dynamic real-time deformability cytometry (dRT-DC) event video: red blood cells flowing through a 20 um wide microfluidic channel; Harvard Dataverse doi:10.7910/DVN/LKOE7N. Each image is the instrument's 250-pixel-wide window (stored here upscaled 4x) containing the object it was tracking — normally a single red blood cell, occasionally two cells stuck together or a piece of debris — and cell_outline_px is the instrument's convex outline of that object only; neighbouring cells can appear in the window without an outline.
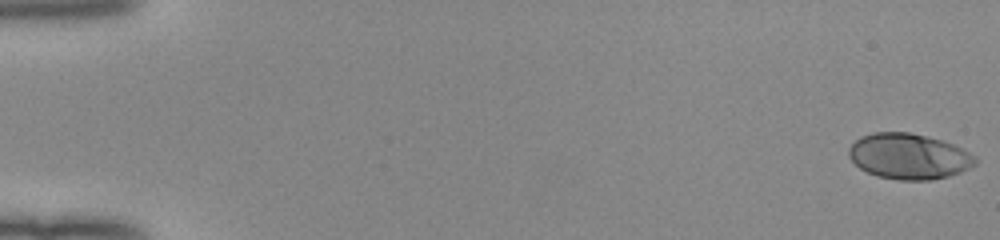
{"species": "human", "species_latin": "Homo sapiens", "temperature_condition": "room temperature", "stored_images_in_passage": 52, "camera_frame_rate_fps": 3000, "um_per_image_px": 0.085, "donor": {"sex": "female"}, "frame": {"image": 1, "passage_image": 1, "time_ms": 0.0, "image_size_px": [1000, 240], "cell_outline_px": [[976, 164], [960, 172], [948, 176], [932, 180], [900, 180], [876, 176], [860, 168], [848, 156], [848, 148], [860, 136], [872, 132], [908, 132], [940, 140], [952, 144], [976, 156]], "centroid_in_image_um": [77.22, 13.29], "position_along_channel_um": 7.8, "area_um2": 33.47}}
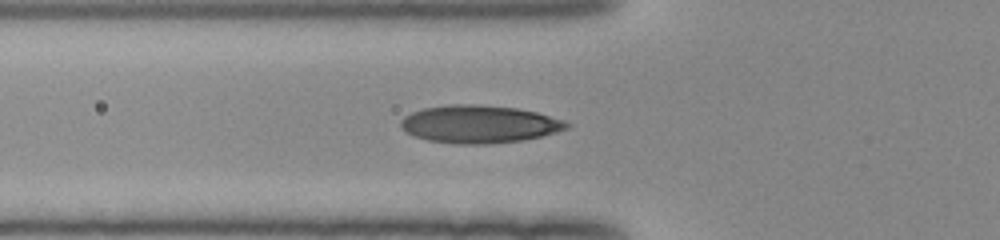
{"frame": {"image": 2, "passage_image": 20, "time_ms": 6.333, "image_size_px": [1000, 240], "cell_outline_px": [[572, 124], [568, 128], [556, 132], [524, 140], [488, 144], [456, 144], [428, 140], [416, 136], [400, 128], [400, 120], [404, 116], [412, 112], [424, 108], [452, 104], [476, 104], [516, 108], [536, 112], [564, 120]], "centroid_in_image_um": [40.74, 10.55], "position_along_channel_um": 85.1, "area_um2": 36.47}}
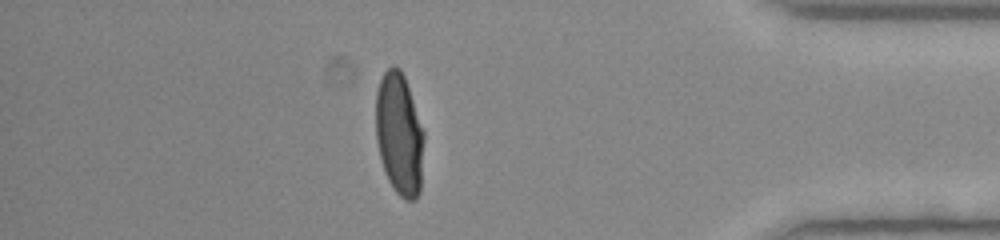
{"frame": {"image": 3, "passage_image": 46, "time_ms": 15.0, "image_size_px": [1000, 240], "cell_outline_px": [[424, 140], [420, 192], [416, 200], [404, 200], [396, 192], [388, 180], [384, 172], [376, 140], [376, 92], [380, 80], [384, 72], [392, 64], [400, 68], [404, 76], [424, 132]], "centroid_in_image_um": [33.94, 11.42], "position_along_channel_um": 401.3, "area_um2": 34.45}, "authors_computed_cell_mechanics": {"area_um2": 34.3621, "velocity_mm_per_s": 4.0224, "shape_relaxation_time_tau1_ms": 6.0617, "shape_relaxation_time_tau2_ms": null, "deformation_change_tau1": 0.2435, "deformation_change_tau2": null}}